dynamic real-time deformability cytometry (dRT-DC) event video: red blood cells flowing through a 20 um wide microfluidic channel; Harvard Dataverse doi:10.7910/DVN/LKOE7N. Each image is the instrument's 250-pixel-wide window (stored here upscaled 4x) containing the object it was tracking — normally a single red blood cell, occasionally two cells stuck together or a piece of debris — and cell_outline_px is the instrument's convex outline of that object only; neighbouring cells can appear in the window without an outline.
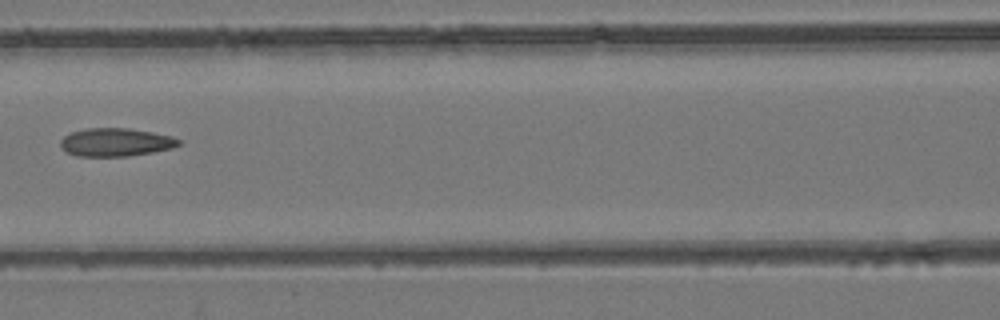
{"species": "common noctule bat (a hibernating species)", "species_latin": "Nyctalus noctula", "temperature_condition": "room temperature", "stored_images_in_passage": 7, "camera_frame_rate_fps": 3000, "um_per_image_px": 0.085, "animal": {"sex": "female", "body_mass_g": 24.6, "forearm_length_mm": 56.2}, "frame": {"image": 1, "passage_image": 6, "time_ms": 6.667, "image_size_px": [1000, 320], "cell_outline_px": [[180, 144], [172, 148], [152, 152], [128, 156], [76, 156], [64, 152], [60, 144], [60, 140], [64, 136], [72, 132], [84, 128], [128, 128], [152, 132], [172, 136], [180, 140]], "centroid_in_image_um": [9.8, 12.09], "position_along_channel_um": 156.8, "area_um2": 19.48}}
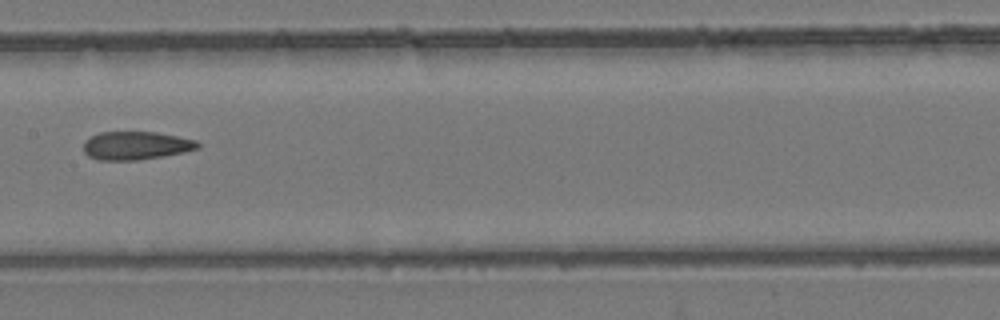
{"frame": {"image": 2, "passage_image": 7, "time_ms": 7.667, "image_size_px": [1000, 320], "cell_outline_px": [[200, 148], [184, 152], [136, 160], [100, 160], [88, 156], [84, 152], [84, 140], [100, 132], [156, 132], [196, 140], [200, 144]], "centroid_in_image_um": [11.55, 12.37], "position_along_channel_um": 195.9, "area_um2": 18.67}}